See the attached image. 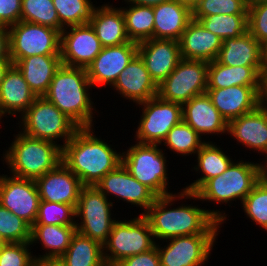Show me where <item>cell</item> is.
<instances>
[{
    "label": "cell",
    "instance_id": "cell-27",
    "mask_svg": "<svg viewBox=\"0 0 267 266\" xmlns=\"http://www.w3.org/2000/svg\"><path fill=\"white\" fill-rule=\"evenodd\" d=\"M89 23L103 47L133 42L127 36L125 17L120 7H113L109 3L95 6Z\"/></svg>",
    "mask_w": 267,
    "mask_h": 266
},
{
    "label": "cell",
    "instance_id": "cell-6",
    "mask_svg": "<svg viewBox=\"0 0 267 266\" xmlns=\"http://www.w3.org/2000/svg\"><path fill=\"white\" fill-rule=\"evenodd\" d=\"M19 116L21 120L18 124L21 123L20 126L23 127L21 132L55 144L62 138L63 147L79 128L44 96L37 97L29 108Z\"/></svg>",
    "mask_w": 267,
    "mask_h": 266
},
{
    "label": "cell",
    "instance_id": "cell-9",
    "mask_svg": "<svg viewBox=\"0 0 267 266\" xmlns=\"http://www.w3.org/2000/svg\"><path fill=\"white\" fill-rule=\"evenodd\" d=\"M95 186H84L75 209L77 232L104 245L117 221L111 218L113 202ZM115 219V220H114Z\"/></svg>",
    "mask_w": 267,
    "mask_h": 266
},
{
    "label": "cell",
    "instance_id": "cell-53",
    "mask_svg": "<svg viewBox=\"0 0 267 266\" xmlns=\"http://www.w3.org/2000/svg\"><path fill=\"white\" fill-rule=\"evenodd\" d=\"M12 65V62H0V85L7 69Z\"/></svg>",
    "mask_w": 267,
    "mask_h": 266
},
{
    "label": "cell",
    "instance_id": "cell-32",
    "mask_svg": "<svg viewBox=\"0 0 267 266\" xmlns=\"http://www.w3.org/2000/svg\"><path fill=\"white\" fill-rule=\"evenodd\" d=\"M76 225L33 224L31 226L30 245L39 243L45 249L44 255L35 258H60L68 249Z\"/></svg>",
    "mask_w": 267,
    "mask_h": 266
},
{
    "label": "cell",
    "instance_id": "cell-45",
    "mask_svg": "<svg viewBox=\"0 0 267 266\" xmlns=\"http://www.w3.org/2000/svg\"><path fill=\"white\" fill-rule=\"evenodd\" d=\"M22 0H0V26L10 27L20 21Z\"/></svg>",
    "mask_w": 267,
    "mask_h": 266
},
{
    "label": "cell",
    "instance_id": "cell-37",
    "mask_svg": "<svg viewBox=\"0 0 267 266\" xmlns=\"http://www.w3.org/2000/svg\"><path fill=\"white\" fill-rule=\"evenodd\" d=\"M60 21V33L64 28L89 23L94 5L91 0H53Z\"/></svg>",
    "mask_w": 267,
    "mask_h": 266
},
{
    "label": "cell",
    "instance_id": "cell-54",
    "mask_svg": "<svg viewBox=\"0 0 267 266\" xmlns=\"http://www.w3.org/2000/svg\"><path fill=\"white\" fill-rule=\"evenodd\" d=\"M6 244V241L0 236V249Z\"/></svg>",
    "mask_w": 267,
    "mask_h": 266
},
{
    "label": "cell",
    "instance_id": "cell-1",
    "mask_svg": "<svg viewBox=\"0 0 267 266\" xmlns=\"http://www.w3.org/2000/svg\"><path fill=\"white\" fill-rule=\"evenodd\" d=\"M178 199H189V192L181 190L177 194L159 196L143 214L156 241L165 242L166 239L186 235L219 234L220 225L227 218L224 211L207 210L190 204L172 208Z\"/></svg>",
    "mask_w": 267,
    "mask_h": 266
},
{
    "label": "cell",
    "instance_id": "cell-11",
    "mask_svg": "<svg viewBox=\"0 0 267 266\" xmlns=\"http://www.w3.org/2000/svg\"><path fill=\"white\" fill-rule=\"evenodd\" d=\"M208 62L181 59L175 69L158 85L162 100L185 104L192 97L206 93Z\"/></svg>",
    "mask_w": 267,
    "mask_h": 266
},
{
    "label": "cell",
    "instance_id": "cell-46",
    "mask_svg": "<svg viewBox=\"0 0 267 266\" xmlns=\"http://www.w3.org/2000/svg\"><path fill=\"white\" fill-rule=\"evenodd\" d=\"M114 266H161L157 246L117 262Z\"/></svg>",
    "mask_w": 267,
    "mask_h": 266
},
{
    "label": "cell",
    "instance_id": "cell-10",
    "mask_svg": "<svg viewBox=\"0 0 267 266\" xmlns=\"http://www.w3.org/2000/svg\"><path fill=\"white\" fill-rule=\"evenodd\" d=\"M9 56L14 65L35 55H60L61 33L53 28L19 21L8 28Z\"/></svg>",
    "mask_w": 267,
    "mask_h": 266
},
{
    "label": "cell",
    "instance_id": "cell-20",
    "mask_svg": "<svg viewBox=\"0 0 267 266\" xmlns=\"http://www.w3.org/2000/svg\"><path fill=\"white\" fill-rule=\"evenodd\" d=\"M138 54L157 85L168 77L182 59L179 43L173 39L152 38L139 42Z\"/></svg>",
    "mask_w": 267,
    "mask_h": 266
},
{
    "label": "cell",
    "instance_id": "cell-40",
    "mask_svg": "<svg viewBox=\"0 0 267 266\" xmlns=\"http://www.w3.org/2000/svg\"><path fill=\"white\" fill-rule=\"evenodd\" d=\"M0 236L7 242H30L31 226L0 205Z\"/></svg>",
    "mask_w": 267,
    "mask_h": 266
},
{
    "label": "cell",
    "instance_id": "cell-52",
    "mask_svg": "<svg viewBox=\"0 0 267 266\" xmlns=\"http://www.w3.org/2000/svg\"><path fill=\"white\" fill-rule=\"evenodd\" d=\"M187 7L191 12L198 6L200 0H174Z\"/></svg>",
    "mask_w": 267,
    "mask_h": 266
},
{
    "label": "cell",
    "instance_id": "cell-42",
    "mask_svg": "<svg viewBox=\"0 0 267 266\" xmlns=\"http://www.w3.org/2000/svg\"><path fill=\"white\" fill-rule=\"evenodd\" d=\"M214 14H248L247 0H200L192 12V19L199 21L201 18Z\"/></svg>",
    "mask_w": 267,
    "mask_h": 266
},
{
    "label": "cell",
    "instance_id": "cell-29",
    "mask_svg": "<svg viewBox=\"0 0 267 266\" xmlns=\"http://www.w3.org/2000/svg\"><path fill=\"white\" fill-rule=\"evenodd\" d=\"M153 38L178 41L192 20V12L182 4L169 0L153 6Z\"/></svg>",
    "mask_w": 267,
    "mask_h": 266
},
{
    "label": "cell",
    "instance_id": "cell-50",
    "mask_svg": "<svg viewBox=\"0 0 267 266\" xmlns=\"http://www.w3.org/2000/svg\"><path fill=\"white\" fill-rule=\"evenodd\" d=\"M262 155L265 156V159H263L264 162L257 163L258 173L260 179H267V149L262 153Z\"/></svg>",
    "mask_w": 267,
    "mask_h": 266
},
{
    "label": "cell",
    "instance_id": "cell-3",
    "mask_svg": "<svg viewBox=\"0 0 267 266\" xmlns=\"http://www.w3.org/2000/svg\"><path fill=\"white\" fill-rule=\"evenodd\" d=\"M93 88L85 68L62 64L44 97L69 117L79 128L93 127L96 111L89 90Z\"/></svg>",
    "mask_w": 267,
    "mask_h": 266
},
{
    "label": "cell",
    "instance_id": "cell-51",
    "mask_svg": "<svg viewBox=\"0 0 267 266\" xmlns=\"http://www.w3.org/2000/svg\"><path fill=\"white\" fill-rule=\"evenodd\" d=\"M261 60L264 67V75L267 79V39L261 43Z\"/></svg>",
    "mask_w": 267,
    "mask_h": 266
},
{
    "label": "cell",
    "instance_id": "cell-48",
    "mask_svg": "<svg viewBox=\"0 0 267 266\" xmlns=\"http://www.w3.org/2000/svg\"><path fill=\"white\" fill-rule=\"evenodd\" d=\"M34 266H65L60 258H35Z\"/></svg>",
    "mask_w": 267,
    "mask_h": 266
},
{
    "label": "cell",
    "instance_id": "cell-43",
    "mask_svg": "<svg viewBox=\"0 0 267 266\" xmlns=\"http://www.w3.org/2000/svg\"><path fill=\"white\" fill-rule=\"evenodd\" d=\"M30 246V242H7L0 249V266H34Z\"/></svg>",
    "mask_w": 267,
    "mask_h": 266
},
{
    "label": "cell",
    "instance_id": "cell-22",
    "mask_svg": "<svg viewBox=\"0 0 267 266\" xmlns=\"http://www.w3.org/2000/svg\"><path fill=\"white\" fill-rule=\"evenodd\" d=\"M227 134L261 155L267 149V99L255 110L231 120Z\"/></svg>",
    "mask_w": 267,
    "mask_h": 266
},
{
    "label": "cell",
    "instance_id": "cell-28",
    "mask_svg": "<svg viewBox=\"0 0 267 266\" xmlns=\"http://www.w3.org/2000/svg\"><path fill=\"white\" fill-rule=\"evenodd\" d=\"M37 97L44 96L55 72L62 65L60 55H35L20 59L14 64Z\"/></svg>",
    "mask_w": 267,
    "mask_h": 266
},
{
    "label": "cell",
    "instance_id": "cell-2",
    "mask_svg": "<svg viewBox=\"0 0 267 266\" xmlns=\"http://www.w3.org/2000/svg\"><path fill=\"white\" fill-rule=\"evenodd\" d=\"M93 131L92 127L78 128L62 148V162L84 186H96L122 163V153L96 137Z\"/></svg>",
    "mask_w": 267,
    "mask_h": 266
},
{
    "label": "cell",
    "instance_id": "cell-24",
    "mask_svg": "<svg viewBox=\"0 0 267 266\" xmlns=\"http://www.w3.org/2000/svg\"><path fill=\"white\" fill-rule=\"evenodd\" d=\"M178 43L182 59L211 62L217 59L223 40L192 19Z\"/></svg>",
    "mask_w": 267,
    "mask_h": 266
},
{
    "label": "cell",
    "instance_id": "cell-16",
    "mask_svg": "<svg viewBox=\"0 0 267 266\" xmlns=\"http://www.w3.org/2000/svg\"><path fill=\"white\" fill-rule=\"evenodd\" d=\"M214 107L229 123L243 114L255 110L267 99V86H231L207 89Z\"/></svg>",
    "mask_w": 267,
    "mask_h": 266
},
{
    "label": "cell",
    "instance_id": "cell-17",
    "mask_svg": "<svg viewBox=\"0 0 267 266\" xmlns=\"http://www.w3.org/2000/svg\"><path fill=\"white\" fill-rule=\"evenodd\" d=\"M107 198L111 195L119 200L131 203L143 209L144 214L158 197L146 185L137 181L121 163L116 169L107 173L95 186Z\"/></svg>",
    "mask_w": 267,
    "mask_h": 266
},
{
    "label": "cell",
    "instance_id": "cell-4",
    "mask_svg": "<svg viewBox=\"0 0 267 266\" xmlns=\"http://www.w3.org/2000/svg\"><path fill=\"white\" fill-rule=\"evenodd\" d=\"M14 137L8 150L3 152L10 175L36 180L62 162L63 144L33 138L21 130Z\"/></svg>",
    "mask_w": 267,
    "mask_h": 266
},
{
    "label": "cell",
    "instance_id": "cell-39",
    "mask_svg": "<svg viewBox=\"0 0 267 266\" xmlns=\"http://www.w3.org/2000/svg\"><path fill=\"white\" fill-rule=\"evenodd\" d=\"M242 205L245 215L267 231V179H260L254 185Z\"/></svg>",
    "mask_w": 267,
    "mask_h": 266
},
{
    "label": "cell",
    "instance_id": "cell-14",
    "mask_svg": "<svg viewBox=\"0 0 267 266\" xmlns=\"http://www.w3.org/2000/svg\"><path fill=\"white\" fill-rule=\"evenodd\" d=\"M40 201L35 180L0 175V205L30 226L36 222Z\"/></svg>",
    "mask_w": 267,
    "mask_h": 266
},
{
    "label": "cell",
    "instance_id": "cell-19",
    "mask_svg": "<svg viewBox=\"0 0 267 266\" xmlns=\"http://www.w3.org/2000/svg\"><path fill=\"white\" fill-rule=\"evenodd\" d=\"M41 201L78 205L80 191L84 187L80 179L61 162L35 180Z\"/></svg>",
    "mask_w": 267,
    "mask_h": 266
},
{
    "label": "cell",
    "instance_id": "cell-49",
    "mask_svg": "<svg viewBox=\"0 0 267 266\" xmlns=\"http://www.w3.org/2000/svg\"><path fill=\"white\" fill-rule=\"evenodd\" d=\"M128 5L137 4L141 6H156L169 0H124Z\"/></svg>",
    "mask_w": 267,
    "mask_h": 266
},
{
    "label": "cell",
    "instance_id": "cell-38",
    "mask_svg": "<svg viewBox=\"0 0 267 266\" xmlns=\"http://www.w3.org/2000/svg\"><path fill=\"white\" fill-rule=\"evenodd\" d=\"M20 21L40 24L60 32V21L53 0H22Z\"/></svg>",
    "mask_w": 267,
    "mask_h": 266
},
{
    "label": "cell",
    "instance_id": "cell-5",
    "mask_svg": "<svg viewBox=\"0 0 267 266\" xmlns=\"http://www.w3.org/2000/svg\"><path fill=\"white\" fill-rule=\"evenodd\" d=\"M259 180L257 163L233 161L223 174L209 179L196 193L189 192V199L218 204L240 200L242 203Z\"/></svg>",
    "mask_w": 267,
    "mask_h": 266
},
{
    "label": "cell",
    "instance_id": "cell-35",
    "mask_svg": "<svg viewBox=\"0 0 267 266\" xmlns=\"http://www.w3.org/2000/svg\"><path fill=\"white\" fill-rule=\"evenodd\" d=\"M199 22L223 41L248 31V14H214L201 18Z\"/></svg>",
    "mask_w": 267,
    "mask_h": 266
},
{
    "label": "cell",
    "instance_id": "cell-36",
    "mask_svg": "<svg viewBox=\"0 0 267 266\" xmlns=\"http://www.w3.org/2000/svg\"><path fill=\"white\" fill-rule=\"evenodd\" d=\"M205 142L192 127L181 120L172 127L162 143L181 156H192V154L195 156Z\"/></svg>",
    "mask_w": 267,
    "mask_h": 266
},
{
    "label": "cell",
    "instance_id": "cell-26",
    "mask_svg": "<svg viewBox=\"0 0 267 266\" xmlns=\"http://www.w3.org/2000/svg\"><path fill=\"white\" fill-rule=\"evenodd\" d=\"M267 86L263 66H226L208 62L207 89L231 86Z\"/></svg>",
    "mask_w": 267,
    "mask_h": 266
},
{
    "label": "cell",
    "instance_id": "cell-47",
    "mask_svg": "<svg viewBox=\"0 0 267 266\" xmlns=\"http://www.w3.org/2000/svg\"><path fill=\"white\" fill-rule=\"evenodd\" d=\"M0 62H12L9 56V30L0 26Z\"/></svg>",
    "mask_w": 267,
    "mask_h": 266
},
{
    "label": "cell",
    "instance_id": "cell-8",
    "mask_svg": "<svg viewBox=\"0 0 267 266\" xmlns=\"http://www.w3.org/2000/svg\"><path fill=\"white\" fill-rule=\"evenodd\" d=\"M135 143L126 152L122 151L123 166L137 181L146 185L158 197L173 194L168 189L167 162L169 161L166 160L165 150L163 152V149L158 147L160 145Z\"/></svg>",
    "mask_w": 267,
    "mask_h": 266
},
{
    "label": "cell",
    "instance_id": "cell-25",
    "mask_svg": "<svg viewBox=\"0 0 267 266\" xmlns=\"http://www.w3.org/2000/svg\"><path fill=\"white\" fill-rule=\"evenodd\" d=\"M36 98L22 73L12 64L0 85V119L7 115H22Z\"/></svg>",
    "mask_w": 267,
    "mask_h": 266
},
{
    "label": "cell",
    "instance_id": "cell-7",
    "mask_svg": "<svg viewBox=\"0 0 267 266\" xmlns=\"http://www.w3.org/2000/svg\"><path fill=\"white\" fill-rule=\"evenodd\" d=\"M138 216L114 223L103 245L106 266H114L123 259L147 252L156 246L148 220L142 214Z\"/></svg>",
    "mask_w": 267,
    "mask_h": 266
},
{
    "label": "cell",
    "instance_id": "cell-23",
    "mask_svg": "<svg viewBox=\"0 0 267 266\" xmlns=\"http://www.w3.org/2000/svg\"><path fill=\"white\" fill-rule=\"evenodd\" d=\"M182 120L200 136L228 132V123L214 107L207 93L192 97L182 105Z\"/></svg>",
    "mask_w": 267,
    "mask_h": 266
},
{
    "label": "cell",
    "instance_id": "cell-31",
    "mask_svg": "<svg viewBox=\"0 0 267 266\" xmlns=\"http://www.w3.org/2000/svg\"><path fill=\"white\" fill-rule=\"evenodd\" d=\"M196 157L197 165L193 170L201 172L203 176L183 188L184 191L191 193H196L209 179L223 174L235 161L212 141H206L196 153Z\"/></svg>",
    "mask_w": 267,
    "mask_h": 266
},
{
    "label": "cell",
    "instance_id": "cell-33",
    "mask_svg": "<svg viewBox=\"0 0 267 266\" xmlns=\"http://www.w3.org/2000/svg\"><path fill=\"white\" fill-rule=\"evenodd\" d=\"M60 259L65 266H106L103 245L77 231Z\"/></svg>",
    "mask_w": 267,
    "mask_h": 266
},
{
    "label": "cell",
    "instance_id": "cell-21",
    "mask_svg": "<svg viewBox=\"0 0 267 266\" xmlns=\"http://www.w3.org/2000/svg\"><path fill=\"white\" fill-rule=\"evenodd\" d=\"M121 97L135 105L157 96L158 85L151 78L145 63L137 53L119 74L112 86Z\"/></svg>",
    "mask_w": 267,
    "mask_h": 266
},
{
    "label": "cell",
    "instance_id": "cell-18",
    "mask_svg": "<svg viewBox=\"0 0 267 266\" xmlns=\"http://www.w3.org/2000/svg\"><path fill=\"white\" fill-rule=\"evenodd\" d=\"M138 53V43L127 42L117 46L103 47L93 62L86 68L93 88L113 86L119 74Z\"/></svg>",
    "mask_w": 267,
    "mask_h": 266
},
{
    "label": "cell",
    "instance_id": "cell-12",
    "mask_svg": "<svg viewBox=\"0 0 267 266\" xmlns=\"http://www.w3.org/2000/svg\"><path fill=\"white\" fill-rule=\"evenodd\" d=\"M137 106L142 107V115L134 138L140 144L161 145L172 127L182 120V105L158 96Z\"/></svg>",
    "mask_w": 267,
    "mask_h": 266
},
{
    "label": "cell",
    "instance_id": "cell-30",
    "mask_svg": "<svg viewBox=\"0 0 267 266\" xmlns=\"http://www.w3.org/2000/svg\"><path fill=\"white\" fill-rule=\"evenodd\" d=\"M216 61L226 66H263L261 44L249 31L223 41Z\"/></svg>",
    "mask_w": 267,
    "mask_h": 266
},
{
    "label": "cell",
    "instance_id": "cell-41",
    "mask_svg": "<svg viewBox=\"0 0 267 266\" xmlns=\"http://www.w3.org/2000/svg\"><path fill=\"white\" fill-rule=\"evenodd\" d=\"M75 208L65 203L40 201L34 224L75 225Z\"/></svg>",
    "mask_w": 267,
    "mask_h": 266
},
{
    "label": "cell",
    "instance_id": "cell-13",
    "mask_svg": "<svg viewBox=\"0 0 267 266\" xmlns=\"http://www.w3.org/2000/svg\"><path fill=\"white\" fill-rule=\"evenodd\" d=\"M218 234H195L166 239L167 244L156 243L161 266H202L211 251ZM170 241V242H169Z\"/></svg>",
    "mask_w": 267,
    "mask_h": 266
},
{
    "label": "cell",
    "instance_id": "cell-34",
    "mask_svg": "<svg viewBox=\"0 0 267 266\" xmlns=\"http://www.w3.org/2000/svg\"><path fill=\"white\" fill-rule=\"evenodd\" d=\"M125 17L126 33L130 41L139 43L153 38L154 11L152 6L131 4L121 7Z\"/></svg>",
    "mask_w": 267,
    "mask_h": 266
},
{
    "label": "cell",
    "instance_id": "cell-44",
    "mask_svg": "<svg viewBox=\"0 0 267 266\" xmlns=\"http://www.w3.org/2000/svg\"><path fill=\"white\" fill-rule=\"evenodd\" d=\"M248 31L260 44L267 39V0L248 3Z\"/></svg>",
    "mask_w": 267,
    "mask_h": 266
},
{
    "label": "cell",
    "instance_id": "cell-15",
    "mask_svg": "<svg viewBox=\"0 0 267 266\" xmlns=\"http://www.w3.org/2000/svg\"><path fill=\"white\" fill-rule=\"evenodd\" d=\"M102 48L90 23L70 26L61 31L60 56L64 65L86 69Z\"/></svg>",
    "mask_w": 267,
    "mask_h": 266
}]
</instances>
